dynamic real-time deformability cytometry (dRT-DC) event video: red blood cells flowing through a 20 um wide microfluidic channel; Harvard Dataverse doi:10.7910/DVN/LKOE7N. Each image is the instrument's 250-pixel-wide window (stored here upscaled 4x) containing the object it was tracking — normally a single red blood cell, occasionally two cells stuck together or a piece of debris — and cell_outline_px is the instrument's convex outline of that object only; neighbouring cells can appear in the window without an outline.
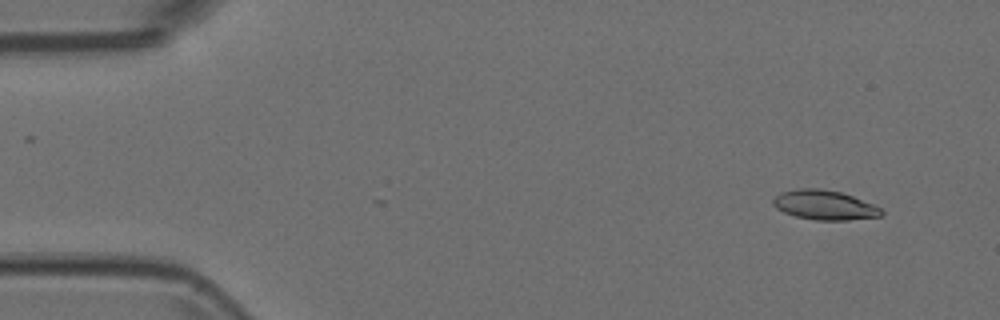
{"species": "Egyptian fruit bat (a non-hibernating species)", "species_latin": "Rousettus aegyptiacus", "temperature_condition": "room temperature", "stored_images_in_passage": 50, "camera_frame_rate_fps": 3000, "um_per_image_px": 0.085, "animal": {"sex": "female"}, "frame": {"image": 1, "passage_image": 1, "time_ms": 0.0, "image_size_px": [1000, 320], "cell_outline_px": [[884, 212], [880, 216], [848, 220], [816, 220], [796, 216], [784, 212], [776, 208], [772, 204], [772, 200], [780, 192], [796, 188], [820, 188], [840, 192], [852, 196], [872, 204], [880, 208]], "centroid_in_image_um": [70.04, 17.42], "position_along_channel_um": 15.0, "area_um2": 18.55}}
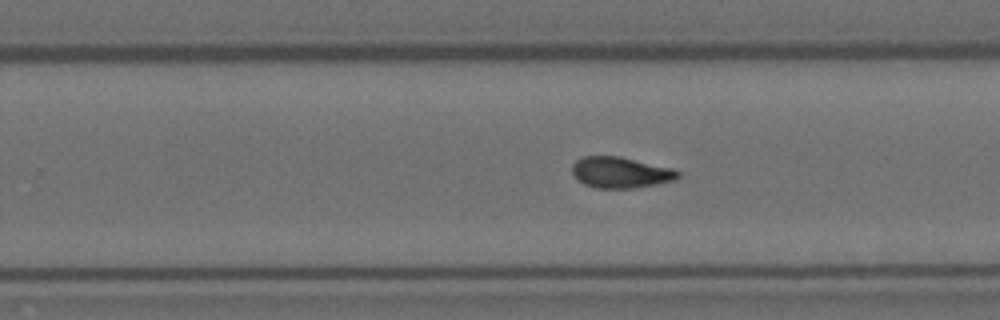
{"frame": {"image": 2, "passage_image": 30, "time_ms": 9.667, "image_size_px": [1000, 320], "cell_outline_px": [[680, 176], [676, 180], [636, 188], [596, 188], [584, 184], [576, 180], [572, 172], [572, 164], [576, 160], [584, 156], [620, 156], [676, 168], [680, 172]], "centroid_in_image_um": [52.78, 14.65], "position_along_channel_um": 277.0, "area_um2": 19.54}}
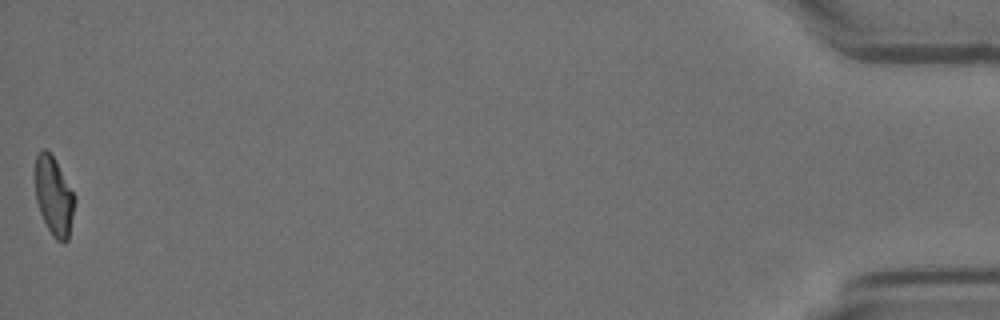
{"frame": {"image": 3, "passage_image": 50, "time_ms": 16.333, "image_size_px": [1000, 320], "cell_outline_px": [[76, 200], [68, 240], [64, 244], [56, 240], [52, 236], [40, 212], [36, 200], [36, 156], [44, 148], [52, 156], [76, 196]], "centroid_in_image_um": [4.61, 16.74], "position_along_channel_um": 430.6, "area_um2": 17.86}}